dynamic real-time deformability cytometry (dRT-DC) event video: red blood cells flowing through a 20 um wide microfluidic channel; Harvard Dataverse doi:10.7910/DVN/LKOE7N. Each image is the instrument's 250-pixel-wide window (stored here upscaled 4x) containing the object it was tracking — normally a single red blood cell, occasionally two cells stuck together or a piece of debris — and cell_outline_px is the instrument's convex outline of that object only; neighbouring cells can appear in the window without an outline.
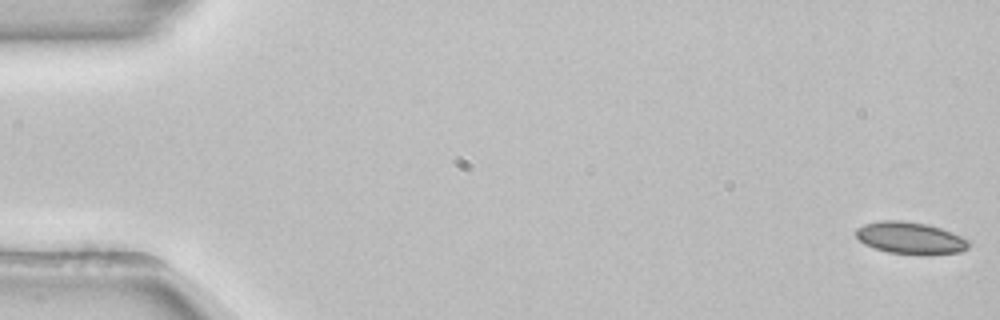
{"species": "common noctule bat (a hibernating species)", "species_latin": "Nyctalus noctula", "temperature_condition": "room temperature", "stored_images_in_passage": 53, "camera_frame_rate_fps": 3000, "um_per_image_px": 0.085, "animal": {"sex": "female", "body_mass_g": 22.7, "forearm_length_mm": 54.2}, "frame": {"image": 1, "passage_image": 1, "time_ms": 0.0, "image_size_px": [1000, 320], "cell_outline_px": [[972, 244], [968, 248], [960, 252], [928, 256], [920, 256], [888, 252], [864, 244], [856, 236], [856, 228], [864, 224], [880, 220], [904, 220], [924, 224], [940, 228], [952, 232], [968, 240]], "centroid_in_image_um": [77.4, 20.25], "position_along_channel_um": 7.6, "area_um2": 21.39}}
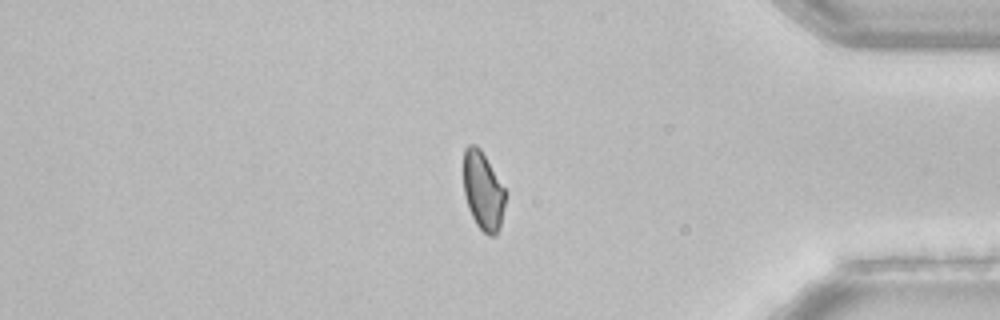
{"frame": {"image": 2, "passage_image": 45, "time_ms": 14.667, "image_size_px": [1000, 320], "cell_outline_px": [[508, 192], [500, 228], [496, 236], [488, 236], [476, 224], [468, 208], [464, 192], [464, 148], [468, 144], [476, 144], [480, 148]], "centroid_in_image_um": [41.09, 16.23], "position_along_channel_um": 394.1, "area_um2": 19.54}}
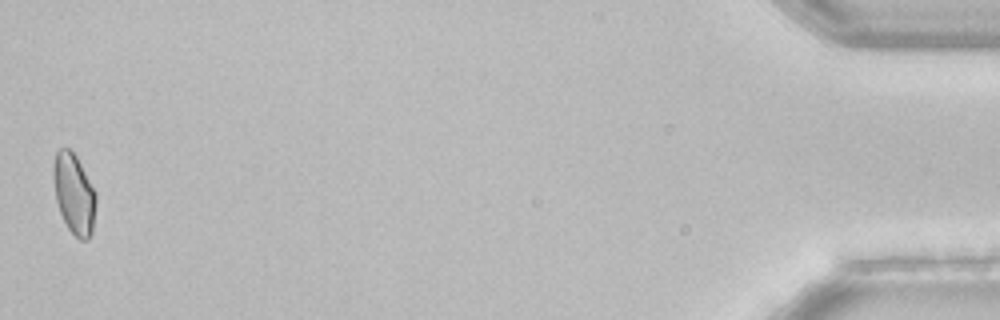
{"frame": {"image": 3, "passage_image": 53, "time_ms": 17.333, "image_size_px": [1000, 320], "cell_outline_px": [[96, 204], [92, 232], [88, 240], [80, 240], [68, 228], [60, 212], [56, 200], [52, 176], [52, 168], [56, 152], [60, 148], [68, 148], [76, 156], [96, 192]], "centroid_in_image_um": [6.29, 16.47], "position_along_channel_um": 428.9, "area_um2": 19.94}, "authors_computed_cell_mechanics": {"area_um2": 20.808, "velocity_mm_per_s": 3.8701, "shape_relaxation_time_tau1_ms": null, "shape_relaxation_time_tau2_ms": 7.1599, "deformation_change_tau1": null, "deformation_change_tau2": 0.1069}}